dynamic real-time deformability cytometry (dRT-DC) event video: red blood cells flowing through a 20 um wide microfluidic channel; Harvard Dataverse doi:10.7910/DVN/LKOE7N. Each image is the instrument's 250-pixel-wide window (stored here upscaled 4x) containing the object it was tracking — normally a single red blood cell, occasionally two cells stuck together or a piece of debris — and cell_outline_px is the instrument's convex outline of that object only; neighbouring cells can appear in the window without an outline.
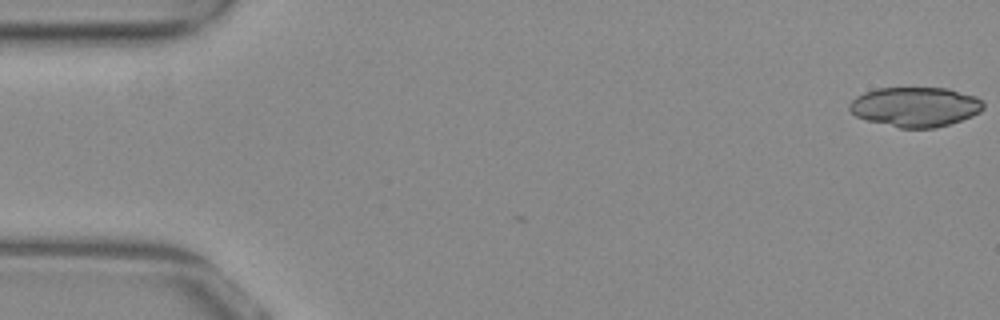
{"species": "common noctule bat (a hibernating species)", "species_latin": "Nyctalus noctula", "temperature_condition": "warm", "stored_images_in_passage": 2, "camera_frame_rate_fps": 3000, "um_per_image_px": 0.085, "animal": {"sex": "female", "body_mass_g": 29.2, "forearm_length_mm": 56.3}, "frame": {"image": 1, "passage_image": 2, "time_ms": 0.333, "image_size_px": [1000, 320], "cell_outline_px": [[984, 108], [980, 112], [972, 116], [936, 128], [900, 128], [868, 120], [856, 116], [848, 108], [848, 104], [856, 96], [864, 92], [876, 88], [948, 88], [976, 96], [984, 100]], "centroid_in_image_um": [77.82, 9.07], "position_along_channel_um": 7.2, "area_um2": 31.1}}